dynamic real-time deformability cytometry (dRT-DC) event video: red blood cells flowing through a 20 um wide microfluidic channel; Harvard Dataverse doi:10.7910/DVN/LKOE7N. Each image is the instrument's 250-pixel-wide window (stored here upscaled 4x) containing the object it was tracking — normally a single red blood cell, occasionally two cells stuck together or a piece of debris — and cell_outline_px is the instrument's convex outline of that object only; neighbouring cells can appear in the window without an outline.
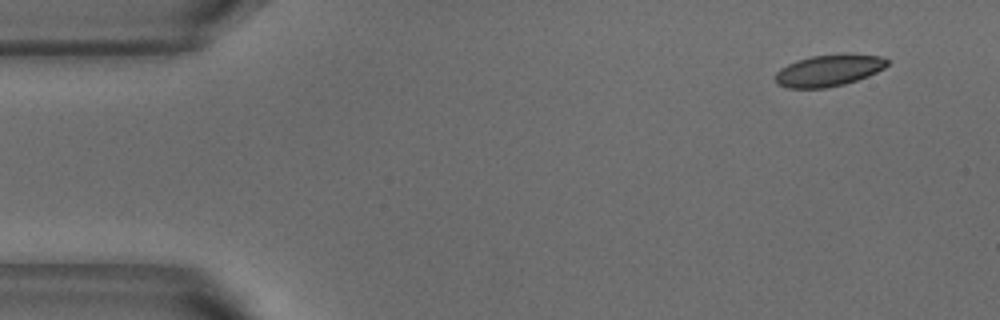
{"species": "common noctule bat (a hibernating species)", "species_latin": "Nyctalus noctula", "temperature_condition": "warm", "stored_images_in_passage": 5, "camera_frame_rate_fps": 3000, "um_per_image_px": 0.085, "animal": {"sex": "male", "body_mass_g": 18.8}, "frame": {"image": 1, "passage_image": 1, "time_ms": 0.0, "image_size_px": [1000, 320], "cell_outline_px": [[888, 64], [884, 68], [868, 76], [844, 84], [824, 88], [788, 88], [776, 84], [776, 72], [780, 68], [796, 60], [812, 56], [840, 52], [884, 56], [888, 60]], "centroid_in_image_um": [70.46, 5.96], "position_along_channel_um": 14.5, "area_um2": 20.98}}